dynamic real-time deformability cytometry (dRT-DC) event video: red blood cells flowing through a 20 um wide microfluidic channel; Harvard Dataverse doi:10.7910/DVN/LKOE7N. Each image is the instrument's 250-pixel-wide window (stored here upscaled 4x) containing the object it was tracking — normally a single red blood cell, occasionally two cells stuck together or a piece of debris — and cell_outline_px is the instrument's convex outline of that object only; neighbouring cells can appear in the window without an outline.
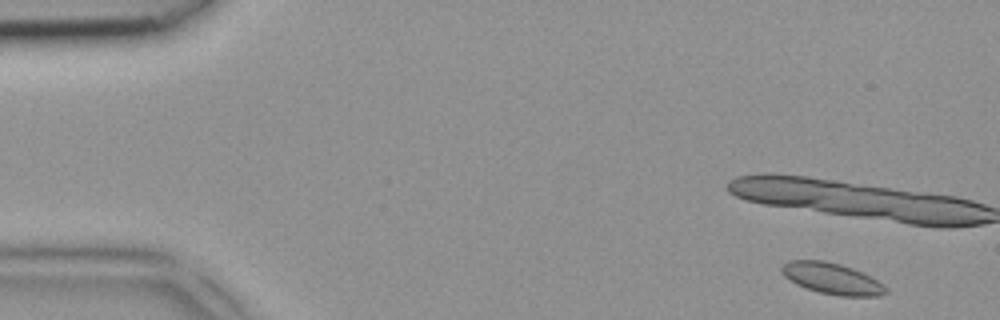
{"species": "common noctule bat (a hibernating species)", "species_latin": "Nyctalus noctula", "temperature_condition": "room temperature", "stored_images_in_passage": 4, "camera_frame_rate_fps": 3000, "um_per_image_px": 0.085, "animal": {"sex": "female", "body_mass_g": 18.4}, "frame": {"image": 1, "passage_image": 1, "time_ms": 0.0, "image_size_px": [1000, 320], "cell_outline_px": [[888, 292], [880, 296], [840, 296], [820, 292], [796, 284], [784, 276], [780, 272], [780, 268], [784, 264], [792, 260], [824, 260], [840, 264], [852, 268], [884, 284], [888, 288]], "centroid_in_image_um": [70.72, 23.68], "position_along_channel_um": 14.3, "area_um2": 18.79}}